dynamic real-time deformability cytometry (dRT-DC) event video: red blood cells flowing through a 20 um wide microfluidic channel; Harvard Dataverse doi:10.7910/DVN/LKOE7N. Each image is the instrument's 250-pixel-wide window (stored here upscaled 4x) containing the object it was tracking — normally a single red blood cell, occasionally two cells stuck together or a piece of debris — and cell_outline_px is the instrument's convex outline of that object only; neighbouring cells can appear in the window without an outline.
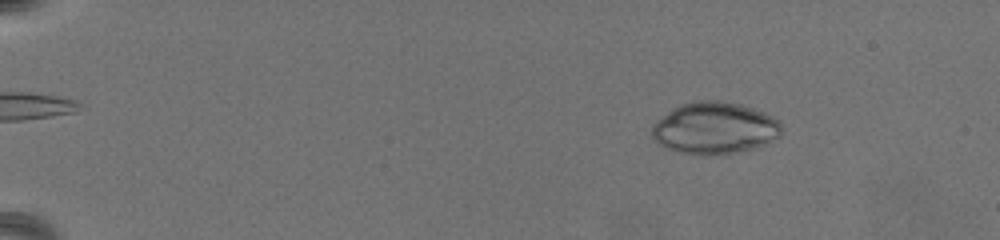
{"species": "common noctule bat (a hibernating species)", "species_latin": "Nyctalus noctula", "temperature_condition": "warm", "stored_images_in_passage": 70, "camera_frame_rate_fps": 3000, "um_per_image_px": 0.085, "animal": {"sex": "female", "body_mass_g": 19.5, "forearm_length_mm": 54.1}, "frame": {"image": 1, "passage_image": 11, "time_ms": 3.333, "image_size_px": [1000, 240], "cell_outline_px": [[780, 136], [764, 144], [740, 152], [712, 156], [704, 156], [676, 152], [660, 144], [652, 136], [652, 128], [656, 120], [672, 108], [696, 100], [724, 100], [740, 104], [764, 112], [780, 120]], "centroid_in_image_um": [60.74, 10.89], "position_along_channel_um": 24.3, "area_um2": 39.42}}
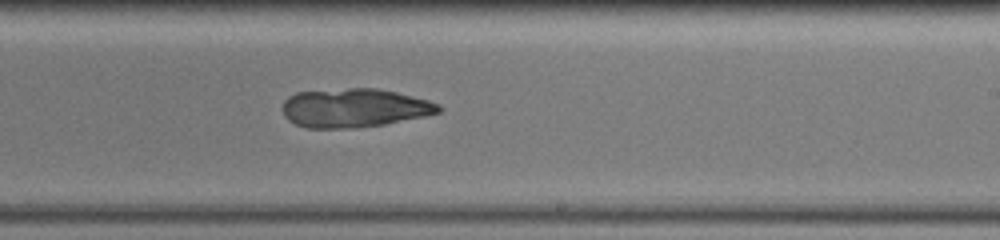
{"frame": {"image": 2, "passage_image": 46, "time_ms": 15.0, "image_size_px": [1000, 240], "cell_outline_px": [[444, 108], [440, 112], [424, 116], [384, 124], [352, 128], [308, 128], [296, 124], [288, 120], [284, 116], [284, 100], [288, 96], [296, 92], [348, 88], [376, 88], [396, 92], [428, 100], [440, 104]], "centroid_in_image_um": [30.12, 9.17], "position_along_channel_um": 258.9, "area_um2": 35.26}}
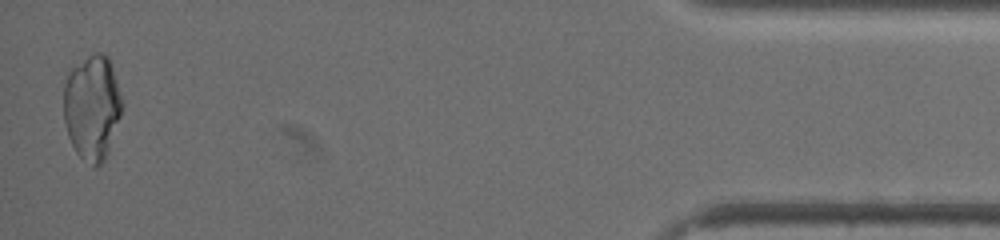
{"frame": {"image": 3, "passage_image": 69, "time_ms": 22.667, "image_size_px": [1000, 240], "cell_outline_px": [[124, 108], [108, 152], [104, 160], [96, 168], [92, 168], [76, 152], [68, 136], [64, 124], [64, 84], [68, 72], [72, 68], [92, 52], [100, 52], [108, 56], [124, 104]], "centroid_in_image_um": [7.84, 9.14], "position_along_channel_um": 427.4, "area_um2": 36.13}}